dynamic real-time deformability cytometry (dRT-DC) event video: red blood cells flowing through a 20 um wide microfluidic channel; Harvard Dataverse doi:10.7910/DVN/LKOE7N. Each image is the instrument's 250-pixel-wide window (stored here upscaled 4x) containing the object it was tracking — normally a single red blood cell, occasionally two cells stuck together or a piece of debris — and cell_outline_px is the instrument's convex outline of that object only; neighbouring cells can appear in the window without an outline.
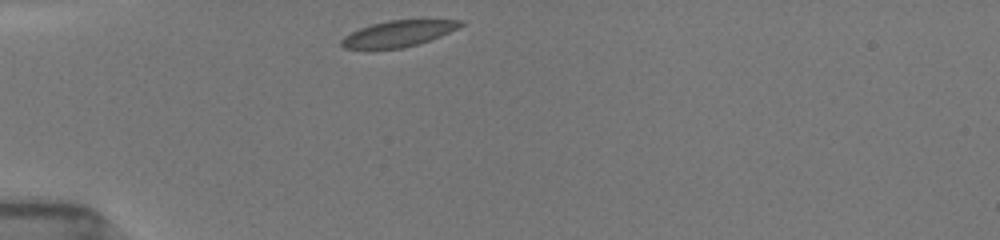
{"species": "common noctule bat (a hibernating species)", "species_latin": "Nyctalus noctula", "temperature_condition": "room temperature", "stored_images_in_passage": 2, "camera_frame_rate_fps": 3000, "um_per_image_px": 0.085, "animal": {"sex": "female", "body_mass_g": 19.5, "forearm_length_mm": 54.1}, "frame": {"image": 1, "passage_image": 1, "time_ms": 0.0, "image_size_px": [1000, 240], "cell_outline_px": [[464, 24], [440, 36], [416, 44], [400, 48], [344, 48], [340, 44], [340, 40], [344, 36], [360, 28], [372, 24], [388, 20], [464, 20]], "centroid_in_image_um": [33.83, 2.84], "position_along_channel_um": 51.2, "area_um2": 17.63}}